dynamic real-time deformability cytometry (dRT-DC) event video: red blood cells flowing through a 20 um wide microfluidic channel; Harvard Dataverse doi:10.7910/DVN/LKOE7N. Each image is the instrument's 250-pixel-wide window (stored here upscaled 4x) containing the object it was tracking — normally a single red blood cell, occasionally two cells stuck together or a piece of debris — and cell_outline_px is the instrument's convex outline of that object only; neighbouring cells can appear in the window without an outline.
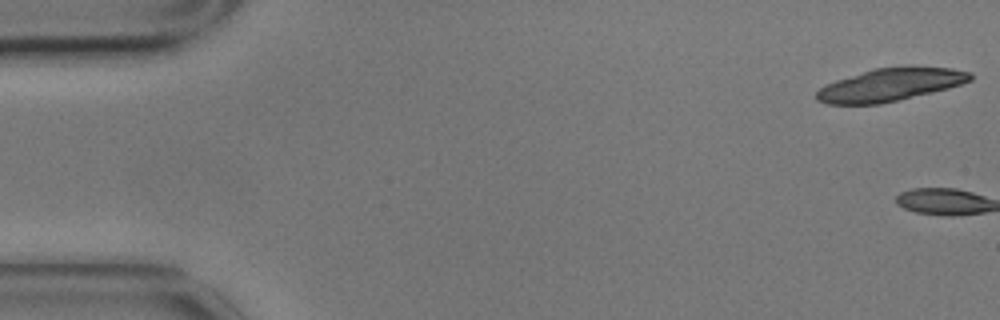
{"species": "common noctule bat (a hibernating species)", "species_latin": "Nyctalus noctula", "temperature_condition": "cold", "stored_images_in_passage": 3, "camera_frame_rate_fps": 3000, "um_per_image_px": 0.085, "animal": {"sex": "male", "body_mass_g": 17.9}, "frame": {"image": 1, "passage_image": 1, "time_ms": 0.0, "image_size_px": [1000, 320], "cell_outline_px": [[972, 80], [948, 88], [880, 104], [828, 104], [816, 100], [816, 92], [820, 88], [836, 80], [872, 68], [952, 68], [968, 72], [972, 76]], "centroid_in_image_um": [75.61, 7.22], "position_along_channel_um": 9.4, "area_um2": 28.55}}